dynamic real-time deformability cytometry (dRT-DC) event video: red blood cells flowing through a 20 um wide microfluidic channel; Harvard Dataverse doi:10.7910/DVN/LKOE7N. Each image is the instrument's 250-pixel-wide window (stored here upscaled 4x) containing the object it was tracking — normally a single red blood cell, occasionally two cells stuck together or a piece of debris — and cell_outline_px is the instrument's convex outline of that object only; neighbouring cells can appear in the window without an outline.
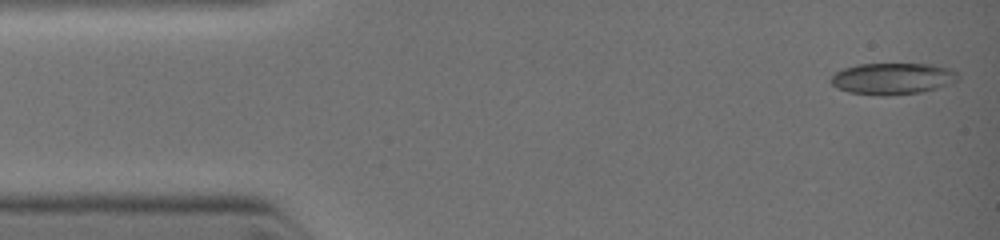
{"species": "common noctule bat (a hibernating species)", "species_latin": "Nyctalus noctula", "temperature_condition": "warm", "stored_images_in_passage": 6, "camera_frame_rate_fps": 3000, "um_per_image_px": 0.085, "animal": {"sex": "female", "body_mass_g": 19.0, "forearm_length_mm": 51.5}, "frame": {"image": 1, "passage_image": 1, "time_ms": 0.0, "image_size_px": [1000, 240], "cell_outline_px": [[960, 76], [956, 80], [936, 88], [920, 92], [884, 96], [880, 96], [848, 92], [836, 88], [828, 80], [836, 72], [844, 68], [856, 64], [936, 64], [948, 68], [956, 72]], "centroid_in_image_um": [75.82, 6.68], "position_along_channel_um": 9.2, "area_um2": 23.35}}